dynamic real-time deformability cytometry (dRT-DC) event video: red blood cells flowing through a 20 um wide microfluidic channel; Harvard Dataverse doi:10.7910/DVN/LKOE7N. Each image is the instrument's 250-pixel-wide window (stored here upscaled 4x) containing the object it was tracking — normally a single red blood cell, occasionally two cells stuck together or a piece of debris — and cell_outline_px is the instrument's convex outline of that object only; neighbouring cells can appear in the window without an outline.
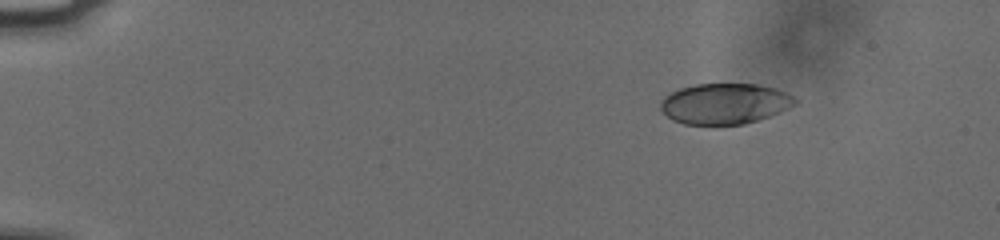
{"species": "human", "species_latin": "Homo sapiens", "temperature_condition": "cold", "stored_images_in_passage": 49, "camera_frame_rate_fps": 3000, "um_per_image_px": 0.085, "donor": {"sex": "male"}, "frame": {"image": 1, "passage_image": 1, "time_ms": 0.0, "image_size_px": [1000, 240], "cell_outline_px": [[796, 104], [780, 112], [744, 124], [684, 124], [672, 120], [660, 108], [660, 104], [664, 96], [680, 88], [696, 84], [756, 84], [772, 88], [784, 92], [792, 96], [796, 100]], "centroid_in_image_um": [61.57, 8.81], "position_along_channel_um": 23.4, "area_um2": 31.5}}
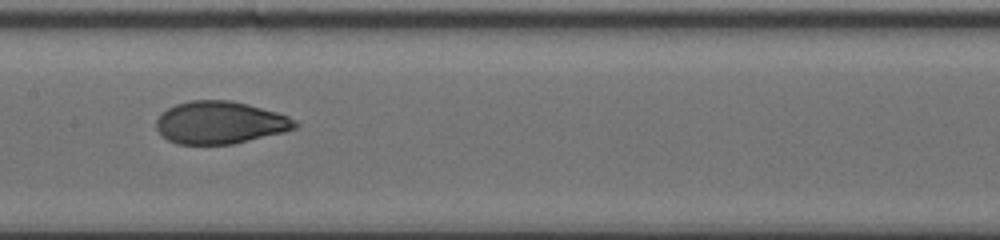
{"frame": {"image": 2, "passage_image": 23, "time_ms": 7.333, "image_size_px": [1000, 240], "cell_outline_px": [[300, 124], [296, 128], [284, 132], [232, 144], [176, 144], [168, 140], [156, 128], [156, 120], [160, 112], [176, 104], [192, 100], [228, 100], [248, 104], [276, 112], [288, 116], [296, 120]], "centroid_in_image_um": [18.7, 10.42], "position_along_channel_um": 188.7, "area_um2": 34.39}}
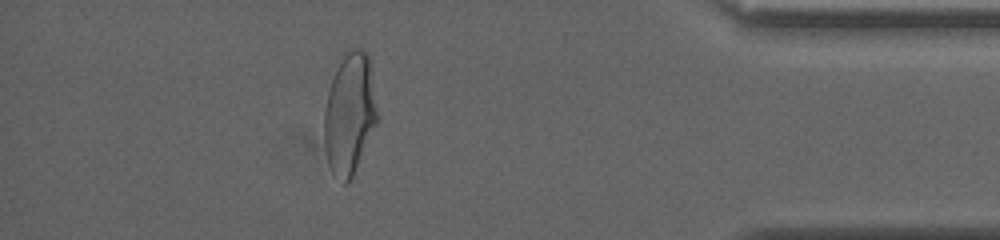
{"frame": {"image": 3, "passage_image": 43, "time_ms": 14.0, "image_size_px": [1000, 240], "cell_outline_px": [[376, 124], [352, 176], [344, 184], [332, 172], [328, 164], [324, 148], [324, 112], [328, 92], [336, 68], [344, 52], [352, 48], [360, 48], [368, 52], [376, 112]], "centroid_in_image_um": [29.68, 9.65], "position_along_channel_um": 405.5, "area_um2": 36.88}, "authors_computed_cell_mechanics": {"area_um2": 34.5644, "velocity_mm_per_s": 3.7795, "shape_relaxation_time_tau1_ms": 5.8254, "shape_relaxation_time_tau2_ms": 0.9767, "deformation_change_tau1": 0.1797, "deformation_change_tau2": 0.0603}}